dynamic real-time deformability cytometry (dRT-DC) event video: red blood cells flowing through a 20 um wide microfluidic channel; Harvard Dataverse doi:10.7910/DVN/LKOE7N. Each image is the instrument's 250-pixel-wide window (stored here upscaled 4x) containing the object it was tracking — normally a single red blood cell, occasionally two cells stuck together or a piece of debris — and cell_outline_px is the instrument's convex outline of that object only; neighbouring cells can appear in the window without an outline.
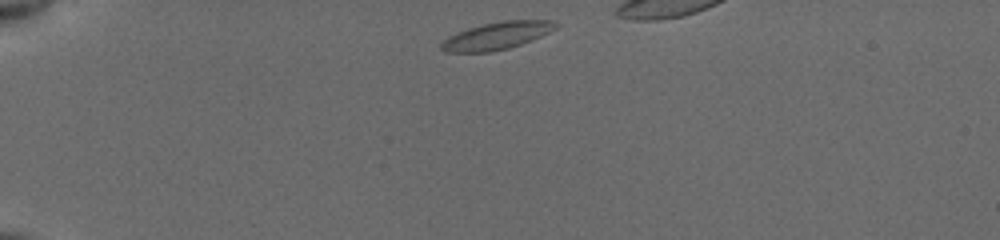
{"species": "common noctule bat (a hibernating species)", "species_latin": "Nyctalus noctula", "temperature_condition": "cold", "stored_images_in_passage": 35, "camera_frame_rate_fps": 3000, "um_per_image_px": 0.085, "animal": {"sex": "female", "body_mass_g": 19.5, "forearm_length_mm": 54.1}, "frame": {"image": 1, "passage_image": 1, "time_ms": 0.0, "image_size_px": [1000, 240], "cell_outline_px": [[560, 24], [556, 28], [540, 36], [520, 44], [508, 48], [492, 52], [444, 52], [440, 48], [440, 44], [448, 36], [456, 32], [468, 28], [484, 24], [504, 20], [556, 20]], "centroid_in_image_um": [42.22, 3.03], "position_along_channel_um": 42.8, "area_um2": 18.26}}
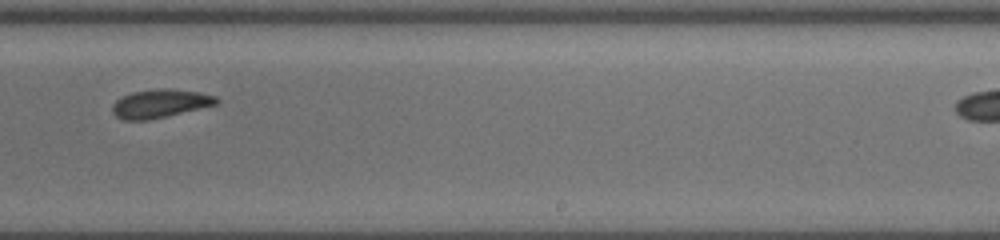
{"frame": {"image": 2, "passage_image": 23, "time_ms": 7.333, "image_size_px": [1000, 240], "cell_outline_px": [[220, 100], [216, 104], [148, 120], [124, 120], [116, 116], [112, 112], [112, 104], [116, 100], [132, 92], [160, 88], [168, 88], [200, 92], [216, 96]], "centroid_in_image_um": [13.59, 8.79], "position_along_channel_um": 275.4, "area_um2": 17.05}}
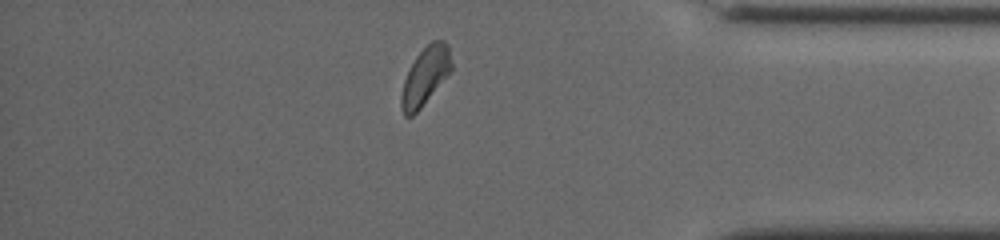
{"frame": {"image": 3, "passage_image": 34, "time_ms": 11.0, "image_size_px": [1000, 240], "cell_outline_px": [[452, 68], [420, 108], [412, 116], [404, 116], [400, 108], [400, 96], [404, 80], [416, 56], [432, 40], [444, 40], [448, 44], [452, 64]], "centroid_in_image_um": [36.12, 6.46], "position_along_channel_um": 399.1, "area_um2": 16.53}}